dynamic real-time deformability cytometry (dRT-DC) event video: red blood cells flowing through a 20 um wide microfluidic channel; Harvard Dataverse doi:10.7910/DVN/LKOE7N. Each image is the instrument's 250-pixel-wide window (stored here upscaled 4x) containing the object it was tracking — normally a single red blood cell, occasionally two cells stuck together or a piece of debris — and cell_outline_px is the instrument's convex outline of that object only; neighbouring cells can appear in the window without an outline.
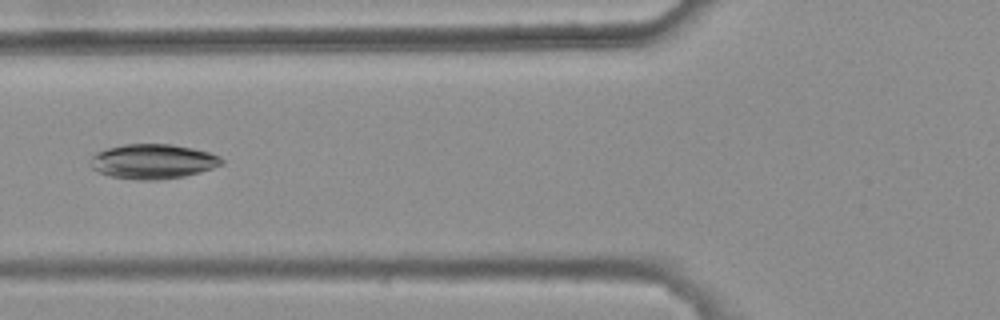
{"species": "common noctule bat (a hibernating species)", "species_latin": "Nyctalus noctula", "temperature_condition": "warm", "stored_images_in_passage": 5, "camera_frame_rate_fps": 3000, "um_per_image_px": 0.085, "animal": {"sex": "female", "body_mass_g": 25.1}, "frame": {"image": 1, "passage_image": 5, "time_ms": 1.333, "image_size_px": [1000, 320], "cell_outline_px": [[224, 164], [200, 172], [184, 176], [156, 180], [140, 180], [112, 176], [100, 172], [92, 168], [92, 156], [96, 152], [108, 148], [124, 144], [172, 144], [192, 148], [208, 152], [220, 156], [224, 160]], "centroid_in_image_um": [13.04, 13.71], "position_along_channel_um": 112.8, "area_um2": 26.36}}